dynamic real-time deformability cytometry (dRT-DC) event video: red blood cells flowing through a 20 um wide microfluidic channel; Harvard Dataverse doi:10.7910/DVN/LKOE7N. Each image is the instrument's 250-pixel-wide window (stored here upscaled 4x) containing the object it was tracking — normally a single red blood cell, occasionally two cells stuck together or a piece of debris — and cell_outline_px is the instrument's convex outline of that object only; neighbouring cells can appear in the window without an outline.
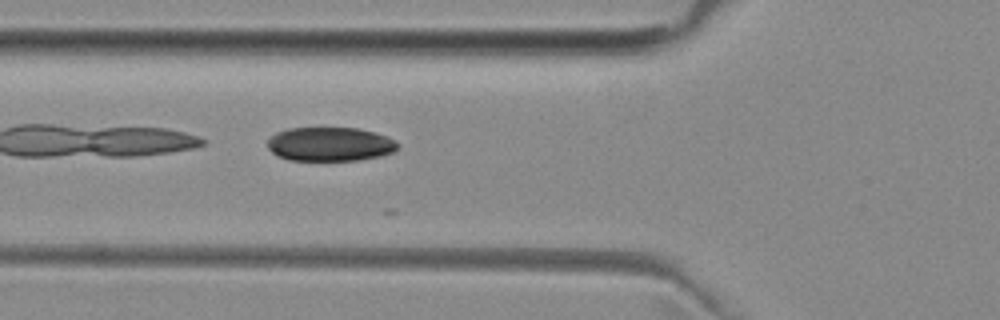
{"species": "common noctule bat (a hibernating species)", "species_latin": "Nyctalus noctula", "temperature_condition": "room temperature", "stored_images_in_passage": 8, "camera_frame_rate_fps": 3000, "um_per_image_px": 0.085, "animal": {"sex": "female", "body_mass_g": 29.2, "forearm_length_mm": 56.3}, "frame": {"image": 1, "passage_image": 4, "time_ms": 1.0, "image_size_px": [1000, 320], "cell_outline_px": [[400, 148], [392, 152], [380, 156], [356, 160], [288, 160], [272, 152], [268, 148], [268, 136], [276, 132], [288, 128], [356, 128], [388, 136], [396, 140], [400, 144]], "centroid_in_image_um": [28.06, 12.25], "position_along_channel_um": 97.7, "area_um2": 25.89}}